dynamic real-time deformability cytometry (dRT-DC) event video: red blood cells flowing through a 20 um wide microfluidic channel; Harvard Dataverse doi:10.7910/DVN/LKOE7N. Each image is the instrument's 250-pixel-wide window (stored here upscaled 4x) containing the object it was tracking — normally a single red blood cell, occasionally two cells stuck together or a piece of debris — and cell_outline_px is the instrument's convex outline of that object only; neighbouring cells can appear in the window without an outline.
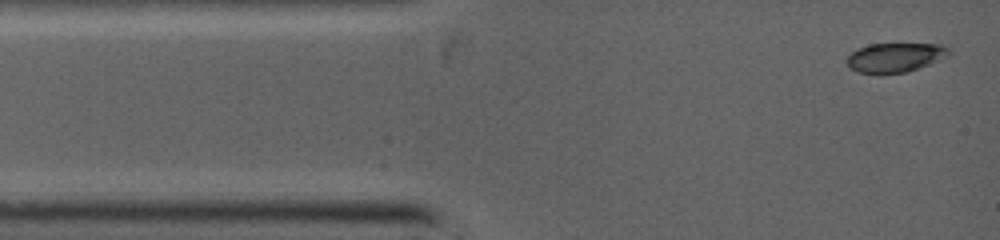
{"species": "common noctule bat (a hibernating species)", "species_latin": "Nyctalus noctula", "temperature_condition": "warm", "stored_images_in_passage": 31, "camera_frame_rate_fps": 5000, "um_per_image_px": 0.085, "animal": {"sex": "female", "body_mass_g": 19.0, "forearm_length_mm": 53.3}, "frame": {"image": 1, "passage_image": 1, "time_ms": 0.0, "image_size_px": [1000, 240], "cell_outline_px": [[948, 56], [928, 64], [904, 72], [860, 72], [852, 68], [848, 64], [848, 56], [856, 48], [868, 44], [940, 44], [948, 48]], "centroid_in_image_um": [76.07, 4.85], "position_along_channel_um": 8.9, "area_um2": 16.76}}
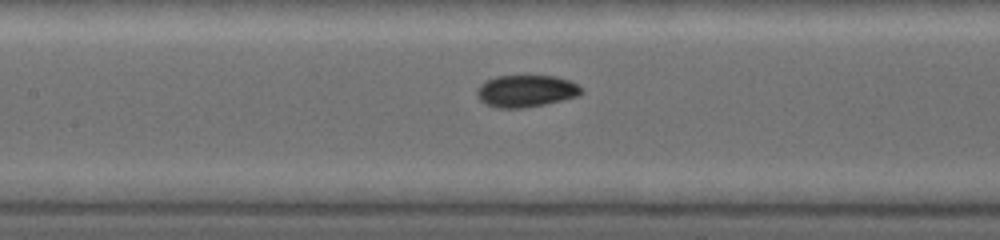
{"frame": {"image": 2, "passage_image": 14, "time_ms": 4.4, "image_size_px": [1000, 240], "cell_outline_px": [[584, 92], [576, 96], [544, 104], [520, 108], [496, 108], [480, 100], [476, 92], [480, 84], [484, 80], [496, 76], [556, 76], [568, 80], [584, 88]], "centroid_in_image_um": [44.7, 7.72], "position_along_channel_um": 162.7, "area_um2": 19.36}}
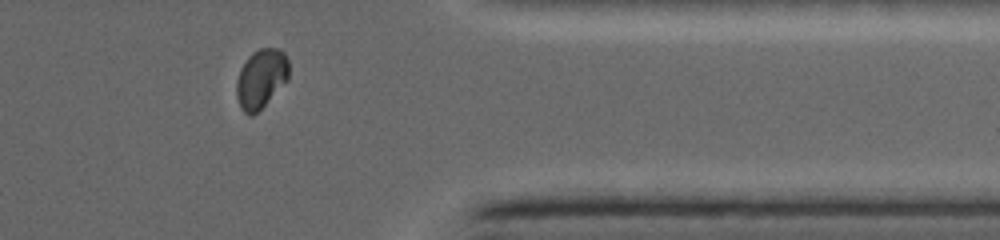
{"frame": {"image": 3, "passage_image": 27, "time_ms": 9.4, "image_size_px": [1000, 240], "cell_outline_px": [[288, 80], [252, 116], [248, 116], [240, 108], [236, 96], [236, 80], [240, 68], [248, 56], [252, 52], [260, 48], [280, 48], [284, 52], [288, 60]], "centroid_in_image_um": [22.17, 6.66], "position_along_channel_um": 389.2, "area_um2": 18.09}}